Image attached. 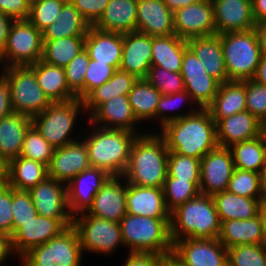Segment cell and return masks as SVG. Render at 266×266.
<instances>
[{"mask_svg":"<svg viewBox=\"0 0 266 266\" xmlns=\"http://www.w3.org/2000/svg\"><path fill=\"white\" fill-rule=\"evenodd\" d=\"M86 36L62 37L43 40L41 60L55 66L65 67L85 49Z\"/></svg>","mask_w":266,"mask_h":266,"instance_id":"cell-40","label":"cell"},{"mask_svg":"<svg viewBox=\"0 0 266 266\" xmlns=\"http://www.w3.org/2000/svg\"><path fill=\"white\" fill-rule=\"evenodd\" d=\"M161 95L145 78L135 82L127 96L134 115L140 123L156 119V109Z\"/></svg>","mask_w":266,"mask_h":266,"instance_id":"cell-39","label":"cell"},{"mask_svg":"<svg viewBox=\"0 0 266 266\" xmlns=\"http://www.w3.org/2000/svg\"><path fill=\"white\" fill-rule=\"evenodd\" d=\"M263 204L266 206V198L264 199Z\"/></svg>","mask_w":266,"mask_h":266,"instance_id":"cell-70","label":"cell"},{"mask_svg":"<svg viewBox=\"0 0 266 266\" xmlns=\"http://www.w3.org/2000/svg\"><path fill=\"white\" fill-rule=\"evenodd\" d=\"M109 177L106 171L90 167L66 184L68 208L72 217L90 208L95 195Z\"/></svg>","mask_w":266,"mask_h":266,"instance_id":"cell-19","label":"cell"},{"mask_svg":"<svg viewBox=\"0 0 266 266\" xmlns=\"http://www.w3.org/2000/svg\"><path fill=\"white\" fill-rule=\"evenodd\" d=\"M187 41L175 34L152 37V66H158L170 72H181Z\"/></svg>","mask_w":266,"mask_h":266,"instance_id":"cell-36","label":"cell"},{"mask_svg":"<svg viewBox=\"0 0 266 266\" xmlns=\"http://www.w3.org/2000/svg\"><path fill=\"white\" fill-rule=\"evenodd\" d=\"M48 177L45 164L19 156L5 169V181L18 191H28Z\"/></svg>","mask_w":266,"mask_h":266,"instance_id":"cell-35","label":"cell"},{"mask_svg":"<svg viewBox=\"0 0 266 266\" xmlns=\"http://www.w3.org/2000/svg\"><path fill=\"white\" fill-rule=\"evenodd\" d=\"M83 112L85 114L83 100L78 98L64 102H52L43 112L32 118V124L56 149L78 140L72 133H74L73 129H77L75 124L79 113L81 116Z\"/></svg>","mask_w":266,"mask_h":266,"instance_id":"cell-7","label":"cell"},{"mask_svg":"<svg viewBox=\"0 0 266 266\" xmlns=\"http://www.w3.org/2000/svg\"><path fill=\"white\" fill-rule=\"evenodd\" d=\"M124 247L129 253L172 254L170 218H153L126 214L119 222Z\"/></svg>","mask_w":266,"mask_h":266,"instance_id":"cell-5","label":"cell"},{"mask_svg":"<svg viewBox=\"0 0 266 266\" xmlns=\"http://www.w3.org/2000/svg\"><path fill=\"white\" fill-rule=\"evenodd\" d=\"M217 34L255 28L251 0H211Z\"/></svg>","mask_w":266,"mask_h":266,"instance_id":"cell-22","label":"cell"},{"mask_svg":"<svg viewBox=\"0 0 266 266\" xmlns=\"http://www.w3.org/2000/svg\"><path fill=\"white\" fill-rule=\"evenodd\" d=\"M9 83L0 73V119L12 113Z\"/></svg>","mask_w":266,"mask_h":266,"instance_id":"cell-58","label":"cell"},{"mask_svg":"<svg viewBox=\"0 0 266 266\" xmlns=\"http://www.w3.org/2000/svg\"><path fill=\"white\" fill-rule=\"evenodd\" d=\"M261 215L263 220V232H264V239L263 245L266 247V206L263 204L261 208Z\"/></svg>","mask_w":266,"mask_h":266,"instance_id":"cell-67","label":"cell"},{"mask_svg":"<svg viewBox=\"0 0 266 266\" xmlns=\"http://www.w3.org/2000/svg\"><path fill=\"white\" fill-rule=\"evenodd\" d=\"M90 126L92 131L90 129V134L82 140L87 147L91 167L102 169L110 176H122L138 134L121 129L102 128L91 123Z\"/></svg>","mask_w":266,"mask_h":266,"instance_id":"cell-3","label":"cell"},{"mask_svg":"<svg viewBox=\"0 0 266 266\" xmlns=\"http://www.w3.org/2000/svg\"><path fill=\"white\" fill-rule=\"evenodd\" d=\"M0 72L9 83L13 112L33 118L52 103L37 83L35 72L29 66L1 68Z\"/></svg>","mask_w":266,"mask_h":266,"instance_id":"cell-8","label":"cell"},{"mask_svg":"<svg viewBox=\"0 0 266 266\" xmlns=\"http://www.w3.org/2000/svg\"><path fill=\"white\" fill-rule=\"evenodd\" d=\"M10 255H16L13 250L12 236L0 232V266H5L4 264Z\"/></svg>","mask_w":266,"mask_h":266,"instance_id":"cell-59","label":"cell"},{"mask_svg":"<svg viewBox=\"0 0 266 266\" xmlns=\"http://www.w3.org/2000/svg\"><path fill=\"white\" fill-rule=\"evenodd\" d=\"M116 69L107 63H97L90 59L84 78V98L95 88L107 82Z\"/></svg>","mask_w":266,"mask_h":266,"instance_id":"cell-53","label":"cell"},{"mask_svg":"<svg viewBox=\"0 0 266 266\" xmlns=\"http://www.w3.org/2000/svg\"><path fill=\"white\" fill-rule=\"evenodd\" d=\"M207 109L215 124L223 118L247 111L245 80H230L220 84L213 102Z\"/></svg>","mask_w":266,"mask_h":266,"instance_id":"cell-32","label":"cell"},{"mask_svg":"<svg viewBox=\"0 0 266 266\" xmlns=\"http://www.w3.org/2000/svg\"><path fill=\"white\" fill-rule=\"evenodd\" d=\"M79 235L67 227L48 242L32 248L20 260V266H82Z\"/></svg>","mask_w":266,"mask_h":266,"instance_id":"cell-9","label":"cell"},{"mask_svg":"<svg viewBox=\"0 0 266 266\" xmlns=\"http://www.w3.org/2000/svg\"><path fill=\"white\" fill-rule=\"evenodd\" d=\"M152 55V36L138 31L123 33V52L119 69L146 78Z\"/></svg>","mask_w":266,"mask_h":266,"instance_id":"cell-23","label":"cell"},{"mask_svg":"<svg viewBox=\"0 0 266 266\" xmlns=\"http://www.w3.org/2000/svg\"><path fill=\"white\" fill-rule=\"evenodd\" d=\"M0 232L13 236L12 186L0 184Z\"/></svg>","mask_w":266,"mask_h":266,"instance_id":"cell-54","label":"cell"},{"mask_svg":"<svg viewBox=\"0 0 266 266\" xmlns=\"http://www.w3.org/2000/svg\"><path fill=\"white\" fill-rule=\"evenodd\" d=\"M54 150L55 149L50 145V143L32 124L24 136L20 156L30 160H35L48 167L53 157Z\"/></svg>","mask_w":266,"mask_h":266,"instance_id":"cell-44","label":"cell"},{"mask_svg":"<svg viewBox=\"0 0 266 266\" xmlns=\"http://www.w3.org/2000/svg\"><path fill=\"white\" fill-rule=\"evenodd\" d=\"M127 214L153 218H170L163 188L141 187L127 183Z\"/></svg>","mask_w":266,"mask_h":266,"instance_id":"cell-26","label":"cell"},{"mask_svg":"<svg viewBox=\"0 0 266 266\" xmlns=\"http://www.w3.org/2000/svg\"><path fill=\"white\" fill-rule=\"evenodd\" d=\"M91 25L82 14L67 0L55 21L42 31L43 40L62 37L86 36Z\"/></svg>","mask_w":266,"mask_h":266,"instance_id":"cell-38","label":"cell"},{"mask_svg":"<svg viewBox=\"0 0 266 266\" xmlns=\"http://www.w3.org/2000/svg\"><path fill=\"white\" fill-rule=\"evenodd\" d=\"M259 136L266 143V116L259 123Z\"/></svg>","mask_w":266,"mask_h":266,"instance_id":"cell-66","label":"cell"},{"mask_svg":"<svg viewBox=\"0 0 266 266\" xmlns=\"http://www.w3.org/2000/svg\"><path fill=\"white\" fill-rule=\"evenodd\" d=\"M188 47L202 62L210 76L220 84L230 81L225 67L221 37L219 34L187 39Z\"/></svg>","mask_w":266,"mask_h":266,"instance_id":"cell-27","label":"cell"},{"mask_svg":"<svg viewBox=\"0 0 266 266\" xmlns=\"http://www.w3.org/2000/svg\"><path fill=\"white\" fill-rule=\"evenodd\" d=\"M146 132L134 140L122 177L132 185L163 188L168 174L169 150L158 131Z\"/></svg>","mask_w":266,"mask_h":266,"instance_id":"cell-2","label":"cell"},{"mask_svg":"<svg viewBox=\"0 0 266 266\" xmlns=\"http://www.w3.org/2000/svg\"><path fill=\"white\" fill-rule=\"evenodd\" d=\"M173 20L175 35L185 40L217 34L211 0H200L176 10Z\"/></svg>","mask_w":266,"mask_h":266,"instance_id":"cell-15","label":"cell"},{"mask_svg":"<svg viewBox=\"0 0 266 266\" xmlns=\"http://www.w3.org/2000/svg\"><path fill=\"white\" fill-rule=\"evenodd\" d=\"M184 103L185 104L189 103L188 105L193 106L194 108L192 107L190 111L187 109V112L185 113H184L185 110H183V112L177 110V108L179 109V107L181 108L184 107L183 106ZM194 105L197 106L196 107L197 109L195 108ZM199 109L200 107L196 104V102L192 99V97L189 95V93L186 90L173 94L161 95V98L158 102L156 109V119L160 124L159 125L160 128H162L165 124L178 120L187 115L193 114L197 112ZM170 112L172 113L170 114Z\"/></svg>","mask_w":266,"mask_h":266,"instance_id":"cell-42","label":"cell"},{"mask_svg":"<svg viewBox=\"0 0 266 266\" xmlns=\"http://www.w3.org/2000/svg\"><path fill=\"white\" fill-rule=\"evenodd\" d=\"M254 29L258 36L259 45H260L262 54H266V20L256 23Z\"/></svg>","mask_w":266,"mask_h":266,"instance_id":"cell-62","label":"cell"},{"mask_svg":"<svg viewBox=\"0 0 266 266\" xmlns=\"http://www.w3.org/2000/svg\"><path fill=\"white\" fill-rule=\"evenodd\" d=\"M29 67L35 72L37 83L51 102L77 98L67 84L64 67L48 64L41 59Z\"/></svg>","mask_w":266,"mask_h":266,"instance_id":"cell-33","label":"cell"},{"mask_svg":"<svg viewBox=\"0 0 266 266\" xmlns=\"http://www.w3.org/2000/svg\"><path fill=\"white\" fill-rule=\"evenodd\" d=\"M220 222L250 219L261 212L264 198H247L225 190L213 196Z\"/></svg>","mask_w":266,"mask_h":266,"instance_id":"cell-34","label":"cell"},{"mask_svg":"<svg viewBox=\"0 0 266 266\" xmlns=\"http://www.w3.org/2000/svg\"><path fill=\"white\" fill-rule=\"evenodd\" d=\"M67 0H31L27 20L40 32L51 25Z\"/></svg>","mask_w":266,"mask_h":266,"instance_id":"cell-45","label":"cell"},{"mask_svg":"<svg viewBox=\"0 0 266 266\" xmlns=\"http://www.w3.org/2000/svg\"><path fill=\"white\" fill-rule=\"evenodd\" d=\"M90 58L84 49L64 67L67 84L78 99H84V78Z\"/></svg>","mask_w":266,"mask_h":266,"instance_id":"cell-50","label":"cell"},{"mask_svg":"<svg viewBox=\"0 0 266 266\" xmlns=\"http://www.w3.org/2000/svg\"><path fill=\"white\" fill-rule=\"evenodd\" d=\"M38 215L53 219H73L67 202V186L47 177L28 190Z\"/></svg>","mask_w":266,"mask_h":266,"instance_id":"cell-20","label":"cell"},{"mask_svg":"<svg viewBox=\"0 0 266 266\" xmlns=\"http://www.w3.org/2000/svg\"><path fill=\"white\" fill-rule=\"evenodd\" d=\"M14 19L0 11V54L4 51L10 27Z\"/></svg>","mask_w":266,"mask_h":266,"instance_id":"cell-60","label":"cell"},{"mask_svg":"<svg viewBox=\"0 0 266 266\" xmlns=\"http://www.w3.org/2000/svg\"><path fill=\"white\" fill-rule=\"evenodd\" d=\"M138 0H109L100 19L93 25L106 32L136 31Z\"/></svg>","mask_w":266,"mask_h":266,"instance_id":"cell-31","label":"cell"},{"mask_svg":"<svg viewBox=\"0 0 266 266\" xmlns=\"http://www.w3.org/2000/svg\"><path fill=\"white\" fill-rule=\"evenodd\" d=\"M263 239L261 212L250 219H233L221 222L218 240L226 249L237 245L263 244Z\"/></svg>","mask_w":266,"mask_h":266,"instance_id":"cell-30","label":"cell"},{"mask_svg":"<svg viewBox=\"0 0 266 266\" xmlns=\"http://www.w3.org/2000/svg\"><path fill=\"white\" fill-rule=\"evenodd\" d=\"M145 79L162 95L185 90L184 80L180 72H170L158 66H151Z\"/></svg>","mask_w":266,"mask_h":266,"instance_id":"cell-49","label":"cell"},{"mask_svg":"<svg viewBox=\"0 0 266 266\" xmlns=\"http://www.w3.org/2000/svg\"><path fill=\"white\" fill-rule=\"evenodd\" d=\"M171 257L181 266H228L227 249L218 239L184 238L175 241Z\"/></svg>","mask_w":266,"mask_h":266,"instance_id":"cell-12","label":"cell"},{"mask_svg":"<svg viewBox=\"0 0 266 266\" xmlns=\"http://www.w3.org/2000/svg\"><path fill=\"white\" fill-rule=\"evenodd\" d=\"M200 181H183L167 174L163 193L167 210L171 213L180 205L200 194Z\"/></svg>","mask_w":266,"mask_h":266,"instance_id":"cell-43","label":"cell"},{"mask_svg":"<svg viewBox=\"0 0 266 266\" xmlns=\"http://www.w3.org/2000/svg\"><path fill=\"white\" fill-rule=\"evenodd\" d=\"M136 31L152 37L175 34L173 12L162 0H138Z\"/></svg>","mask_w":266,"mask_h":266,"instance_id":"cell-24","label":"cell"},{"mask_svg":"<svg viewBox=\"0 0 266 266\" xmlns=\"http://www.w3.org/2000/svg\"><path fill=\"white\" fill-rule=\"evenodd\" d=\"M246 109L261 121L266 116V86L253 79L245 80Z\"/></svg>","mask_w":266,"mask_h":266,"instance_id":"cell-52","label":"cell"},{"mask_svg":"<svg viewBox=\"0 0 266 266\" xmlns=\"http://www.w3.org/2000/svg\"><path fill=\"white\" fill-rule=\"evenodd\" d=\"M229 148L233 155L235 168L260 172L266 158V143L260 136L233 144Z\"/></svg>","mask_w":266,"mask_h":266,"instance_id":"cell-41","label":"cell"},{"mask_svg":"<svg viewBox=\"0 0 266 266\" xmlns=\"http://www.w3.org/2000/svg\"><path fill=\"white\" fill-rule=\"evenodd\" d=\"M235 165L230 148L217 146L200 159V193L213 196L227 190Z\"/></svg>","mask_w":266,"mask_h":266,"instance_id":"cell-13","label":"cell"},{"mask_svg":"<svg viewBox=\"0 0 266 266\" xmlns=\"http://www.w3.org/2000/svg\"><path fill=\"white\" fill-rule=\"evenodd\" d=\"M167 173L183 181H200V159L169 151Z\"/></svg>","mask_w":266,"mask_h":266,"instance_id":"cell-46","label":"cell"},{"mask_svg":"<svg viewBox=\"0 0 266 266\" xmlns=\"http://www.w3.org/2000/svg\"><path fill=\"white\" fill-rule=\"evenodd\" d=\"M219 35L228 79L237 81L253 79L262 57L255 29Z\"/></svg>","mask_w":266,"mask_h":266,"instance_id":"cell-6","label":"cell"},{"mask_svg":"<svg viewBox=\"0 0 266 266\" xmlns=\"http://www.w3.org/2000/svg\"><path fill=\"white\" fill-rule=\"evenodd\" d=\"M164 266H181V265L177 263L171 256H169L165 258Z\"/></svg>","mask_w":266,"mask_h":266,"instance_id":"cell-69","label":"cell"},{"mask_svg":"<svg viewBox=\"0 0 266 266\" xmlns=\"http://www.w3.org/2000/svg\"><path fill=\"white\" fill-rule=\"evenodd\" d=\"M31 125L32 118L15 112L0 119V160L5 165L20 156L24 136Z\"/></svg>","mask_w":266,"mask_h":266,"instance_id":"cell-29","label":"cell"},{"mask_svg":"<svg viewBox=\"0 0 266 266\" xmlns=\"http://www.w3.org/2000/svg\"><path fill=\"white\" fill-rule=\"evenodd\" d=\"M260 186L264 199L266 198V158L259 172Z\"/></svg>","mask_w":266,"mask_h":266,"instance_id":"cell-65","label":"cell"},{"mask_svg":"<svg viewBox=\"0 0 266 266\" xmlns=\"http://www.w3.org/2000/svg\"><path fill=\"white\" fill-rule=\"evenodd\" d=\"M6 165L0 160V184L5 182Z\"/></svg>","mask_w":266,"mask_h":266,"instance_id":"cell-68","label":"cell"},{"mask_svg":"<svg viewBox=\"0 0 266 266\" xmlns=\"http://www.w3.org/2000/svg\"><path fill=\"white\" fill-rule=\"evenodd\" d=\"M158 133L169 151L197 159L218 146L216 124L207 108L165 124Z\"/></svg>","mask_w":266,"mask_h":266,"instance_id":"cell-1","label":"cell"},{"mask_svg":"<svg viewBox=\"0 0 266 266\" xmlns=\"http://www.w3.org/2000/svg\"><path fill=\"white\" fill-rule=\"evenodd\" d=\"M42 53V32L28 20H14L4 51L0 54V65L3 68L30 66L42 58Z\"/></svg>","mask_w":266,"mask_h":266,"instance_id":"cell-10","label":"cell"},{"mask_svg":"<svg viewBox=\"0 0 266 266\" xmlns=\"http://www.w3.org/2000/svg\"><path fill=\"white\" fill-rule=\"evenodd\" d=\"M126 193V180L122 176H110L101 186L92 205L85 213L119 223L127 214Z\"/></svg>","mask_w":266,"mask_h":266,"instance_id":"cell-17","label":"cell"},{"mask_svg":"<svg viewBox=\"0 0 266 266\" xmlns=\"http://www.w3.org/2000/svg\"><path fill=\"white\" fill-rule=\"evenodd\" d=\"M220 230L212 196L200 193L170 213L172 242L184 238L218 239Z\"/></svg>","mask_w":266,"mask_h":266,"instance_id":"cell-4","label":"cell"},{"mask_svg":"<svg viewBox=\"0 0 266 266\" xmlns=\"http://www.w3.org/2000/svg\"><path fill=\"white\" fill-rule=\"evenodd\" d=\"M228 266H266L263 244L237 245L227 249Z\"/></svg>","mask_w":266,"mask_h":266,"instance_id":"cell-48","label":"cell"},{"mask_svg":"<svg viewBox=\"0 0 266 266\" xmlns=\"http://www.w3.org/2000/svg\"><path fill=\"white\" fill-rule=\"evenodd\" d=\"M259 123L249 111L221 119L216 123L218 146L229 148L233 144L258 137Z\"/></svg>","mask_w":266,"mask_h":266,"instance_id":"cell-28","label":"cell"},{"mask_svg":"<svg viewBox=\"0 0 266 266\" xmlns=\"http://www.w3.org/2000/svg\"><path fill=\"white\" fill-rule=\"evenodd\" d=\"M174 13L176 10L197 3L200 0H162Z\"/></svg>","mask_w":266,"mask_h":266,"instance_id":"cell-64","label":"cell"},{"mask_svg":"<svg viewBox=\"0 0 266 266\" xmlns=\"http://www.w3.org/2000/svg\"><path fill=\"white\" fill-rule=\"evenodd\" d=\"M73 219H53L37 215L12 236L14 253L19 260L32 248L42 245L58 236L67 227L72 226Z\"/></svg>","mask_w":266,"mask_h":266,"instance_id":"cell-14","label":"cell"},{"mask_svg":"<svg viewBox=\"0 0 266 266\" xmlns=\"http://www.w3.org/2000/svg\"><path fill=\"white\" fill-rule=\"evenodd\" d=\"M259 84L266 86V54H262L256 74L253 78Z\"/></svg>","mask_w":266,"mask_h":266,"instance_id":"cell-63","label":"cell"},{"mask_svg":"<svg viewBox=\"0 0 266 266\" xmlns=\"http://www.w3.org/2000/svg\"><path fill=\"white\" fill-rule=\"evenodd\" d=\"M180 73L185 90L200 108H207L213 102L220 83L208 74L189 47L185 50Z\"/></svg>","mask_w":266,"mask_h":266,"instance_id":"cell-16","label":"cell"},{"mask_svg":"<svg viewBox=\"0 0 266 266\" xmlns=\"http://www.w3.org/2000/svg\"><path fill=\"white\" fill-rule=\"evenodd\" d=\"M88 124L109 128L121 129L130 132L142 134L137 131L136 125L139 121L136 119L132 107L130 106L128 96H115L102 103L88 118Z\"/></svg>","mask_w":266,"mask_h":266,"instance_id":"cell-21","label":"cell"},{"mask_svg":"<svg viewBox=\"0 0 266 266\" xmlns=\"http://www.w3.org/2000/svg\"><path fill=\"white\" fill-rule=\"evenodd\" d=\"M31 0H0V11L14 20H27Z\"/></svg>","mask_w":266,"mask_h":266,"instance_id":"cell-56","label":"cell"},{"mask_svg":"<svg viewBox=\"0 0 266 266\" xmlns=\"http://www.w3.org/2000/svg\"><path fill=\"white\" fill-rule=\"evenodd\" d=\"M227 190L235 195L247 198H264L258 172L235 168Z\"/></svg>","mask_w":266,"mask_h":266,"instance_id":"cell-47","label":"cell"},{"mask_svg":"<svg viewBox=\"0 0 266 266\" xmlns=\"http://www.w3.org/2000/svg\"><path fill=\"white\" fill-rule=\"evenodd\" d=\"M82 252L110 255L118 246H124L120 223L88 215L85 212L73 217Z\"/></svg>","mask_w":266,"mask_h":266,"instance_id":"cell-11","label":"cell"},{"mask_svg":"<svg viewBox=\"0 0 266 266\" xmlns=\"http://www.w3.org/2000/svg\"><path fill=\"white\" fill-rule=\"evenodd\" d=\"M85 50L90 59L119 69L123 52V34L106 32L91 26L85 37Z\"/></svg>","mask_w":266,"mask_h":266,"instance_id":"cell-25","label":"cell"},{"mask_svg":"<svg viewBox=\"0 0 266 266\" xmlns=\"http://www.w3.org/2000/svg\"><path fill=\"white\" fill-rule=\"evenodd\" d=\"M123 266H164L165 256L155 253H128Z\"/></svg>","mask_w":266,"mask_h":266,"instance_id":"cell-57","label":"cell"},{"mask_svg":"<svg viewBox=\"0 0 266 266\" xmlns=\"http://www.w3.org/2000/svg\"><path fill=\"white\" fill-rule=\"evenodd\" d=\"M252 12L256 23L266 20V0H251Z\"/></svg>","mask_w":266,"mask_h":266,"instance_id":"cell-61","label":"cell"},{"mask_svg":"<svg viewBox=\"0 0 266 266\" xmlns=\"http://www.w3.org/2000/svg\"><path fill=\"white\" fill-rule=\"evenodd\" d=\"M82 16L93 26L103 15L109 0H69Z\"/></svg>","mask_w":266,"mask_h":266,"instance_id":"cell-55","label":"cell"},{"mask_svg":"<svg viewBox=\"0 0 266 266\" xmlns=\"http://www.w3.org/2000/svg\"><path fill=\"white\" fill-rule=\"evenodd\" d=\"M79 141L66 144L54 150L53 157L48 165V177L67 184L82 171L91 167L88 150L83 137Z\"/></svg>","mask_w":266,"mask_h":266,"instance_id":"cell-18","label":"cell"},{"mask_svg":"<svg viewBox=\"0 0 266 266\" xmlns=\"http://www.w3.org/2000/svg\"><path fill=\"white\" fill-rule=\"evenodd\" d=\"M12 214L13 235L22 227L23 223L31 221L38 215L28 191H18L12 187Z\"/></svg>","mask_w":266,"mask_h":266,"instance_id":"cell-51","label":"cell"},{"mask_svg":"<svg viewBox=\"0 0 266 266\" xmlns=\"http://www.w3.org/2000/svg\"><path fill=\"white\" fill-rule=\"evenodd\" d=\"M137 80L135 75L117 69L107 82L92 90L83 99L85 113L87 112L89 117L102 103L115 96L128 95Z\"/></svg>","mask_w":266,"mask_h":266,"instance_id":"cell-37","label":"cell"}]
</instances>
